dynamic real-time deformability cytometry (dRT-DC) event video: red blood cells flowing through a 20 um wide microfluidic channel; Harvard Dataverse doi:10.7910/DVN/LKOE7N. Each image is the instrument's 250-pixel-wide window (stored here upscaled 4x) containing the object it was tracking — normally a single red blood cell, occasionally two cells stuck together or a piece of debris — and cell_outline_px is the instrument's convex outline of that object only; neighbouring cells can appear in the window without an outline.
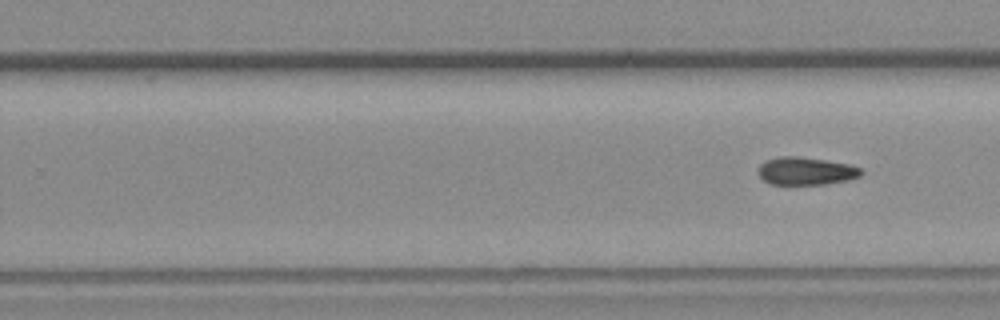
{"species": "common noctule bat (a hibernating species)", "species_latin": "Nyctalus noctula", "temperature_condition": "room temperature", "stored_images_in_passage": 33, "segment_of_instrument_passage": [2, 2], "camera_frame_rate_fps": 3000, "um_per_image_px": 0.085, "animal": {"sex": "female", "body_mass_g": 19.3, "forearm_length_mm": 54.1}, "frame": {"image": 1, "passage_image": 33, "time_ms": 10.667, "image_size_px": [1000, 320], "cell_outline_px": [[864, 172], [860, 176], [848, 180], [828, 184], [772, 184], [764, 180], [756, 172], [760, 164], [768, 160], [780, 156], [796, 156], [824, 160], [848, 164], [860, 168]], "centroid_in_image_um": [68.5, 14.54], "position_along_channel_um": 261.3, "area_um2": 16.59}}